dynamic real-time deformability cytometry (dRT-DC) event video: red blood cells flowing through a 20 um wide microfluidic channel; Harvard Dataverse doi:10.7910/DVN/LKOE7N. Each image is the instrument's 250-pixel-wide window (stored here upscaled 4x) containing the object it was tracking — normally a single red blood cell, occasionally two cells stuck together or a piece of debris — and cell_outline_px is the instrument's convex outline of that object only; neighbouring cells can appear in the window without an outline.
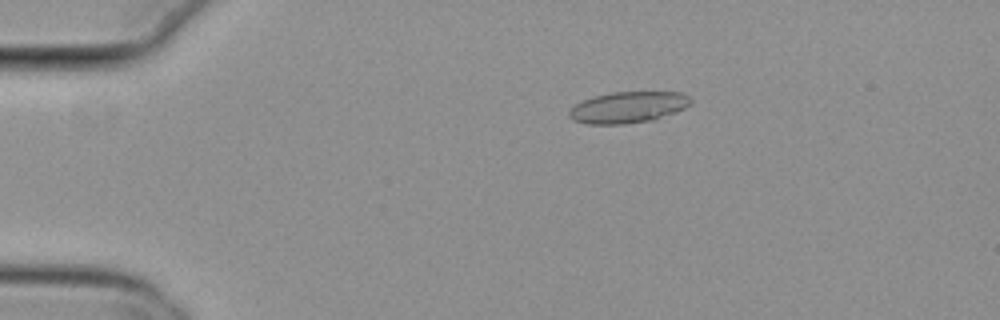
{"species": "common noctule bat (a hibernating species)", "species_latin": "Nyctalus noctula", "temperature_condition": "cold", "stored_images_in_passage": 53, "camera_frame_rate_fps": 3000, "um_per_image_px": 0.085, "animal": {"sex": "female", "body_mass_g": 29.2, "forearm_length_mm": 56.3}, "frame": {"image": 1, "passage_image": 9, "time_ms": 2.667, "image_size_px": [1000, 320], "cell_outline_px": [[692, 100], [684, 108], [676, 112], [652, 120], [624, 124], [588, 124], [572, 120], [568, 116], [568, 112], [576, 104], [592, 96], [612, 92], [684, 92]], "centroid_in_image_um": [53.37, 9.12], "position_along_channel_um": 31.6, "area_um2": 22.14}}
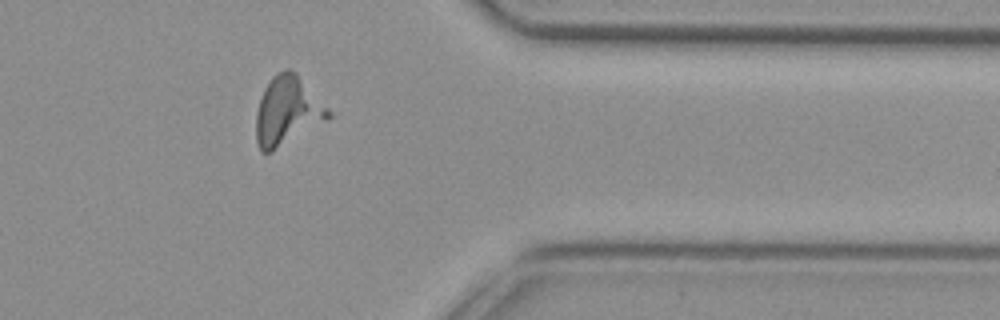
{"frame": {"image": 2, "passage_image": 43, "time_ms": 14.0, "image_size_px": [1000, 320], "cell_outline_px": [[332, 116], [328, 120], [272, 152], [260, 152], [256, 140], [256, 112], [264, 88], [272, 76], [276, 72], [284, 68], [292, 68], [296, 72], [332, 112]], "centroid_in_image_um": [24.43, 9.42], "position_along_channel_um": 387.0, "area_um2": 29.25}}
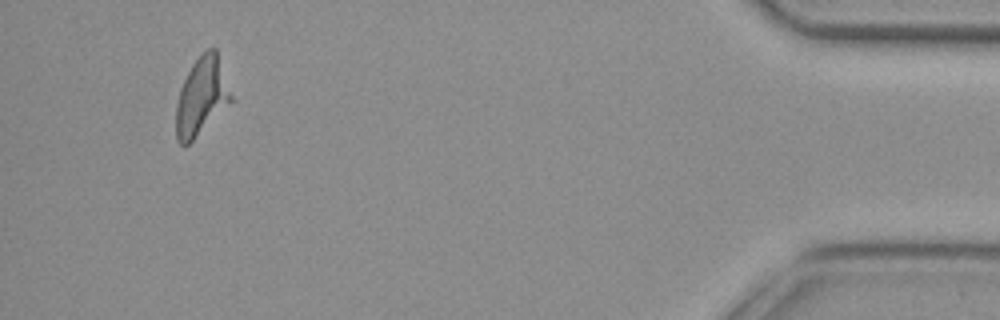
{"frame": {"image": 3, "passage_image": 50, "time_ms": 16.333, "image_size_px": [1000, 320], "cell_outline_px": [[236, 100], [188, 144], [180, 144], [176, 140], [176, 104], [180, 88], [192, 64], [208, 48], [216, 48]], "centroid_in_image_um": [17.19, 8.2], "position_along_channel_um": 418.0, "area_um2": 25.43}}